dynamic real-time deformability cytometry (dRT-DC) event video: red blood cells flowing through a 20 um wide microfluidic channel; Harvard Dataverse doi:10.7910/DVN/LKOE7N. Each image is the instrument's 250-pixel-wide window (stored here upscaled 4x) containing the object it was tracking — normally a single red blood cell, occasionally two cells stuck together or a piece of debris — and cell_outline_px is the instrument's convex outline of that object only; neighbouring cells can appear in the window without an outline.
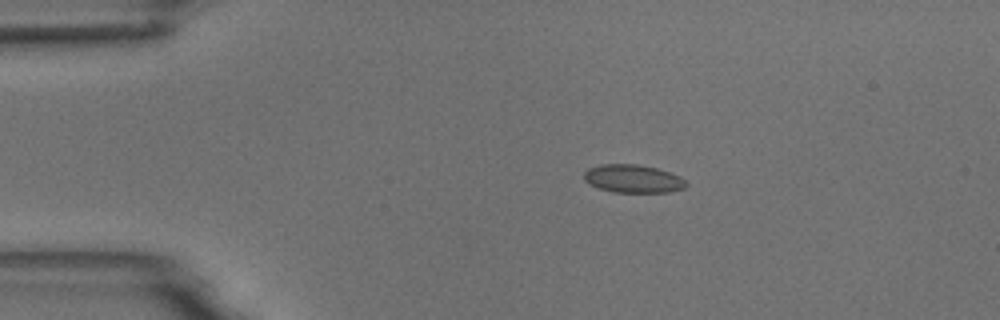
{"species": "common noctule bat (a hibernating species)", "species_latin": "Nyctalus noctula", "temperature_condition": "room temperature", "stored_images_in_passage": 9, "camera_frame_rate_fps": 3000, "um_per_image_px": 0.085, "animal": {"sex": "male", "body_mass_g": 18.8}, "frame": {"image": 1, "passage_image": 2, "time_ms": 1.333, "image_size_px": [1000, 320], "cell_outline_px": [[688, 184], [684, 188], [668, 192], [612, 192], [588, 184], [584, 180], [584, 172], [588, 168], [600, 164], [636, 164], [656, 168], [680, 176]], "centroid_in_image_um": [53.78, 15.19], "position_along_channel_um": 31.2, "area_um2": 16.7}}
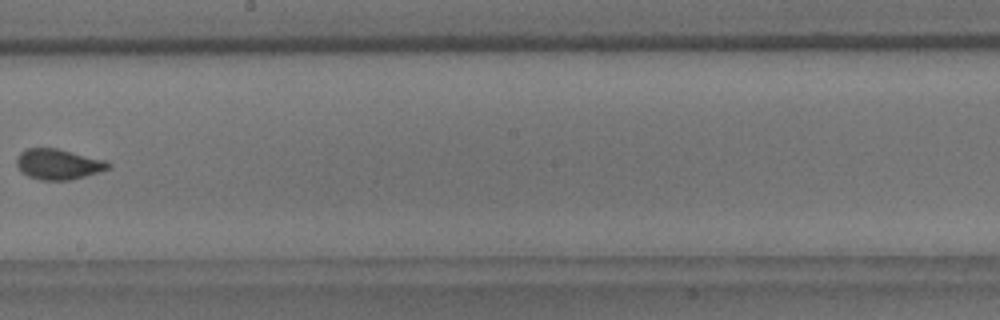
{"frame": {"image": 2, "passage_image": 8, "time_ms": 8.333, "image_size_px": [1000, 320], "cell_outline_px": [[112, 168], [84, 176], [68, 180], [40, 180], [28, 176], [20, 172], [16, 164], [16, 160], [20, 152], [28, 148], [56, 148], [108, 160], [112, 164]], "centroid_in_image_um": [4.98, 13.95], "position_along_channel_um": 243.2, "area_um2": 16.47}}
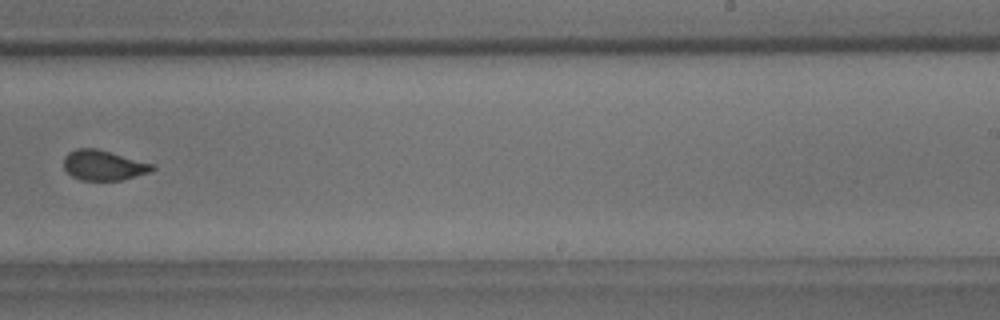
{"frame": {"image": 3, "passage_image": 9, "time_ms": 9.333, "image_size_px": [1000, 320], "cell_outline_px": [[156, 168], [152, 172], [120, 180], [80, 180], [72, 176], [64, 168], [64, 156], [68, 152], [76, 148], [96, 148], [156, 164]], "centroid_in_image_um": [8.83, 14.04], "position_along_channel_um": 280.2, "area_um2": 15.72}}